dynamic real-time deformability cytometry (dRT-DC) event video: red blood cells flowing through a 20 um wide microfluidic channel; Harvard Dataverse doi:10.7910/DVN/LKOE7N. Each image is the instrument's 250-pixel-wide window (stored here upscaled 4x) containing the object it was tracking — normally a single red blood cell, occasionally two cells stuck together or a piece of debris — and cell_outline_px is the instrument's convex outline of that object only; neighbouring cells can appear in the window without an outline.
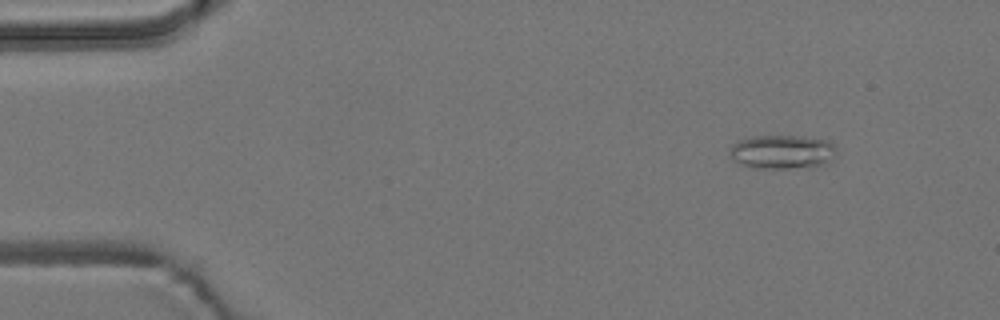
{"species": "common noctule bat (a hibernating species)", "species_latin": "Nyctalus noctula", "temperature_condition": "room temperature", "stored_images_in_passage": 5, "camera_frame_rate_fps": 3000, "um_per_image_px": 0.085, "animal": {"sex": "male", "body_mass_g": 19.2, "forearm_length_mm": 51.8}, "frame": {"image": 1, "passage_image": 2, "time_ms": 1.333, "image_size_px": [1000, 320], "cell_outline_px": [[836, 152], [820, 164], [812, 168], [760, 168], [740, 164], [728, 152], [732, 144], [740, 140], [752, 136], [800, 136], [828, 140], [836, 148]], "centroid_in_image_um": [66.45, 12.9], "position_along_channel_um": 18.5, "area_um2": 20.81}}